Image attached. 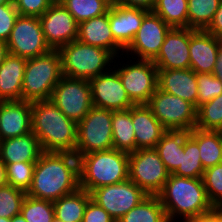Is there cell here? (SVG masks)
Returning a JSON list of instances; mask_svg holds the SVG:
<instances>
[{
  "mask_svg": "<svg viewBox=\"0 0 222 222\" xmlns=\"http://www.w3.org/2000/svg\"><path fill=\"white\" fill-rule=\"evenodd\" d=\"M92 105L94 107L118 111L135 105L129 98L118 73L109 70L91 79Z\"/></svg>",
  "mask_w": 222,
  "mask_h": 222,
  "instance_id": "2e32d148",
  "label": "cell"
},
{
  "mask_svg": "<svg viewBox=\"0 0 222 222\" xmlns=\"http://www.w3.org/2000/svg\"><path fill=\"white\" fill-rule=\"evenodd\" d=\"M26 192L8 184L0 187V217L11 219L20 214Z\"/></svg>",
  "mask_w": 222,
  "mask_h": 222,
  "instance_id": "74e56055",
  "label": "cell"
},
{
  "mask_svg": "<svg viewBox=\"0 0 222 222\" xmlns=\"http://www.w3.org/2000/svg\"><path fill=\"white\" fill-rule=\"evenodd\" d=\"M8 3H13V0H0V5Z\"/></svg>",
  "mask_w": 222,
  "mask_h": 222,
  "instance_id": "db71d44e",
  "label": "cell"
},
{
  "mask_svg": "<svg viewBox=\"0 0 222 222\" xmlns=\"http://www.w3.org/2000/svg\"><path fill=\"white\" fill-rule=\"evenodd\" d=\"M10 222H27L22 214H17L10 219Z\"/></svg>",
  "mask_w": 222,
  "mask_h": 222,
  "instance_id": "f5cc1de1",
  "label": "cell"
},
{
  "mask_svg": "<svg viewBox=\"0 0 222 222\" xmlns=\"http://www.w3.org/2000/svg\"><path fill=\"white\" fill-rule=\"evenodd\" d=\"M171 27L158 15L149 12L142 21L133 41L124 50L132 53L138 60L153 61L160 52L165 36Z\"/></svg>",
  "mask_w": 222,
  "mask_h": 222,
  "instance_id": "5bb4252c",
  "label": "cell"
},
{
  "mask_svg": "<svg viewBox=\"0 0 222 222\" xmlns=\"http://www.w3.org/2000/svg\"><path fill=\"white\" fill-rule=\"evenodd\" d=\"M113 148L131 153L136 151V140L132 123V107L112 111Z\"/></svg>",
  "mask_w": 222,
  "mask_h": 222,
  "instance_id": "83f0119b",
  "label": "cell"
},
{
  "mask_svg": "<svg viewBox=\"0 0 222 222\" xmlns=\"http://www.w3.org/2000/svg\"><path fill=\"white\" fill-rule=\"evenodd\" d=\"M20 213L27 222H51L54 215L53 202L26 195Z\"/></svg>",
  "mask_w": 222,
  "mask_h": 222,
  "instance_id": "d590c367",
  "label": "cell"
},
{
  "mask_svg": "<svg viewBox=\"0 0 222 222\" xmlns=\"http://www.w3.org/2000/svg\"><path fill=\"white\" fill-rule=\"evenodd\" d=\"M58 51L63 75L88 81L111 70L109 66L116 58L110 51L78 40L60 47Z\"/></svg>",
  "mask_w": 222,
  "mask_h": 222,
  "instance_id": "5b68a950",
  "label": "cell"
},
{
  "mask_svg": "<svg viewBox=\"0 0 222 222\" xmlns=\"http://www.w3.org/2000/svg\"><path fill=\"white\" fill-rule=\"evenodd\" d=\"M50 100L67 118L78 123L93 107L91 84L88 80L63 75Z\"/></svg>",
  "mask_w": 222,
  "mask_h": 222,
  "instance_id": "30bf717a",
  "label": "cell"
},
{
  "mask_svg": "<svg viewBox=\"0 0 222 222\" xmlns=\"http://www.w3.org/2000/svg\"><path fill=\"white\" fill-rule=\"evenodd\" d=\"M0 222H10L9 218L0 217Z\"/></svg>",
  "mask_w": 222,
  "mask_h": 222,
  "instance_id": "11a10c76",
  "label": "cell"
},
{
  "mask_svg": "<svg viewBox=\"0 0 222 222\" xmlns=\"http://www.w3.org/2000/svg\"><path fill=\"white\" fill-rule=\"evenodd\" d=\"M27 59L8 54L0 65V101L21 100Z\"/></svg>",
  "mask_w": 222,
  "mask_h": 222,
  "instance_id": "d4e9b609",
  "label": "cell"
},
{
  "mask_svg": "<svg viewBox=\"0 0 222 222\" xmlns=\"http://www.w3.org/2000/svg\"><path fill=\"white\" fill-rule=\"evenodd\" d=\"M63 76L58 50L27 59L22 81L21 100H50L54 87Z\"/></svg>",
  "mask_w": 222,
  "mask_h": 222,
  "instance_id": "8992f818",
  "label": "cell"
},
{
  "mask_svg": "<svg viewBox=\"0 0 222 222\" xmlns=\"http://www.w3.org/2000/svg\"><path fill=\"white\" fill-rule=\"evenodd\" d=\"M91 199L117 222L148 195L130 179L94 189Z\"/></svg>",
  "mask_w": 222,
  "mask_h": 222,
  "instance_id": "4fadbf2b",
  "label": "cell"
},
{
  "mask_svg": "<svg viewBox=\"0 0 222 222\" xmlns=\"http://www.w3.org/2000/svg\"><path fill=\"white\" fill-rule=\"evenodd\" d=\"M189 134L198 142L204 170L222 163V141L217 131L194 128Z\"/></svg>",
  "mask_w": 222,
  "mask_h": 222,
  "instance_id": "f1b7e54d",
  "label": "cell"
},
{
  "mask_svg": "<svg viewBox=\"0 0 222 222\" xmlns=\"http://www.w3.org/2000/svg\"><path fill=\"white\" fill-rule=\"evenodd\" d=\"M32 102L0 101V140L20 137L32 132Z\"/></svg>",
  "mask_w": 222,
  "mask_h": 222,
  "instance_id": "ac0fdd59",
  "label": "cell"
},
{
  "mask_svg": "<svg viewBox=\"0 0 222 222\" xmlns=\"http://www.w3.org/2000/svg\"><path fill=\"white\" fill-rule=\"evenodd\" d=\"M188 0H156L153 13L171 28H188Z\"/></svg>",
  "mask_w": 222,
  "mask_h": 222,
  "instance_id": "4dcf8cb0",
  "label": "cell"
},
{
  "mask_svg": "<svg viewBox=\"0 0 222 222\" xmlns=\"http://www.w3.org/2000/svg\"><path fill=\"white\" fill-rule=\"evenodd\" d=\"M186 222H219L218 219L210 212L196 218L190 219Z\"/></svg>",
  "mask_w": 222,
  "mask_h": 222,
  "instance_id": "7dc6e473",
  "label": "cell"
},
{
  "mask_svg": "<svg viewBox=\"0 0 222 222\" xmlns=\"http://www.w3.org/2000/svg\"><path fill=\"white\" fill-rule=\"evenodd\" d=\"M220 0H188V28L206 30L212 22Z\"/></svg>",
  "mask_w": 222,
  "mask_h": 222,
  "instance_id": "d6a6232c",
  "label": "cell"
},
{
  "mask_svg": "<svg viewBox=\"0 0 222 222\" xmlns=\"http://www.w3.org/2000/svg\"><path fill=\"white\" fill-rule=\"evenodd\" d=\"M188 136L189 131L186 130H167L155 147L170 174L180 166L182 148Z\"/></svg>",
  "mask_w": 222,
  "mask_h": 222,
  "instance_id": "484cf974",
  "label": "cell"
},
{
  "mask_svg": "<svg viewBox=\"0 0 222 222\" xmlns=\"http://www.w3.org/2000/svg\"><path fill=\"white\" fill-rule=\"evenodd\" d=\"M32 132L45 152L74 153L77 123L67 118L51 100L32 102Z\"/></svg>",
  "mask_w": 222,
  "mask_h": 222,
  "instance_id": "3957f363",
  "label": "cell"
},
{
  "mask_svg": "<svg viewBox=\"0 0 222 222\" xmlns=\"http://www.w3.org/2000/svg\"><path fill=\"white\" fill-rule=\"evenodd\" d=\"M221 40L206 30L189 28L190 68L196 73H213Z\"/></svg>",
  "mask_w": 222,
  "mask_h": 222,
  "instance_id": "d6986e66",
  "label": "cell"
},
{
  "mask_svg": "<svg viewBox=\"0 0 222 222\" xmlns=\"http://www.w3.org/2000/svg\"><path fill=\"white\" fill-rule=\"evenodd\" d=\"M136 150L155 148L167 131L146 104L132 106Z\"/></svg>",
  "mask_w": 222,
  "mask_h": 222,
  "instance_id": "603a6c76",
  "label": "cell"
},
{
  "mask_svg": "<svg viewBox=\"0 0 222 222\" xmlns=\"http://www.w3.org/2000/svg\"><path fill=\"white\" fill-rule=\"evenodd\" d=\"M19 16L13 3L0 5V40L6 42Z\"/></svg>",
  "mask_w": 222,
  "mask_h": 222,
  "instance_id": "b9f144b4",
  "label": "cell"
},
{
  "mask_svg": "<svg viewBox=\"0 0 222 222\" xmlns=\"http://www.w3.org/2000/svg\"><path fill=\"white\" fill-rule=\"evenodd\" d=\"M168 222L182 218L183 222L210 213V203L202 178H186L170 174L158 194Z\"/></svg>",
  "mask_w": 222,
  "mask_h": 222,
  "instance_id": "7a4b0ae2",
  "label": "cell"
},
{
  "mask_svg": "<svg viewBox=\"0 0 222 222\" xmlns=\"http://www.w3.org/2000/svg\"><path fill=\"white\" fill-rule=\"evenodd\" d=\"M113 149L112 110L92 107L77 123L74 154L79 158L91 152Z\"/></svg>",
  "mask_w": 222,
  "mask_h": 222,
  "instance_id": "52a82bcc",
  "label": "cell"
},
{
  "mask_svg": "<svg viewBox=\"0 0 222 222\" xmlns=\"http://www.w3.org/2000/svg\"><path fill=\"white\" fill-rule=\"evenodd\" d=\"M197 108L222 94V82L213 73L197 74Z\"/></svg>",
  "mask_w": 222,
  "mask_h": 222,
  "instance_id": "f35d334b",
  "label": "cell"
},
{
  "mask_svg": "<svg viewBox=\"0 0 222 222\" xmlns=\"http://www.w3.org/2000/svg\"><path fill=\"white\" fill-rule=\"evenodd\" d=\"M79 187V159L74 153L45 152L37 160L26 194L54 202Z\"/></svg>",
  "mask_w": 222,
  "mask_h": 222,
  "instance_id": "6da1fadb",
  "label": "cell"
},
{
  "mask_svg": "<svg viewBox=\"0 0 222 222\" xmlns=\"http://www.w3.org/2000/svg\"><path fill=\"white\" fill-rule=\"evenodd\" d=\"M79 187L91 193L101 186L129 179V153L117 149L91 152L79 158Z\"/></svg>",
  "mask_w": 222,
  "mask_h": 222,
  "instance_id": "277c9868",
  "label": "cell"
},
{
  "mask_svg": "<svg viewBox=\"0 0 222 222\" xmlns=\"http://www.w3.org/2000/svg\"><path fill=\"white\" fill-rule=\"evenodd\" d=\"M6 45L10 54L26 59L52 50L45 40L39 17L23 15L18 16Z\"/></svg>",
  "mask_w": 222,
  "mask_h": 222,
  "instance_id": "7c38bea8",
  "label": "cell"
},
{
  "mask_svg": "<svg viewBox=\"0 0 222 222\" xmlns=\"http://www.w3.org/2000/svg\"><path fill=\"white\" fill-rule=\"evenodd\" d=\"M51 222H62V221H60L58 218L54 217Z\"/></svg>",
  "mask_w": 222,
  "mask_h": 222,
  "instance_id": "6f0895ef",
  "label": "cell"
},
{
  "mask_svg": "<svg viewBox=\"0 0 222 222\" xmlns=\"http://www.w3.org/2000/svg\"><path fill=\"white\" fill-rule=\"evenodd\" d=\"M131 61L118 69H115V61L113 68L118 73L130 100L135 105L147 104L158 88V69L150 60Z\"/></svg>",
  "mask_w": 222,
  "mask_h": 222,
  "instance_id": "8fae6325",
  "label": "cell"
},
{
  "mask_svg": "<svg viewBox=\"0 0 222 222\" xmlns=\"http://www.w3.org/2000/svg\"><path fill=\"white\" fill-rule=\"evenodd\" d=\"M210 212L218 219L219 222H222V204L213 205Z\"/></svg>",
  "mask_w": 222,
  "mask_h": 222,
  "instance_id": "681fc988",
  "label": "cell"
},
{
  "mask_svg": "<svg viewBox=\"0 0 222 222\" xmlns=\"http://www.w3.org/2000/svg\"><path fill=\"white\" fill-rule=\"evenodd\" d=\"M202 180L210 203L222 204V163L205 169Z\"/></svg>",
  "mask_w": 222,
  "mask_h": 222,
  "instance_id": "ab89813d",
  "label": "cell"
},
{
  "mask_svg": "<svg viewBox=\"0 0 222 222\" xmlns=\"http://www.w3.org/2000/svg\"><path fill=\"white\" fill-rule=\"evenodd\" d=\"M146 105L166 130L191 131L196 126L197 108L178 96L157 88Z\"/></svg>",
  "mask_w": 222,
  "mask_h": 222,
  "instance_id": "ba28073f",
  "label": "cell"
},
{
  "mask_svg": "<svg viewBox=\"0 0 222 222\" xmlns=\"http://www.w3.org/2000/svg\"><path fill=\"white\" fill-rule=\"evenodd\" d=\"M19 15L41 17L53 4L51 0H13Z\"/></svg>",
  "mask_w": 222,
  "mask_h": 222,
  "instance_id": "60d3db41",
  "label": "cell"
},
{
  "mask_svg": "<svg viewBox=\"0 0 222 222\" xmlns=\"http://www.w3.org/2000/svg\"><path fill=\"white\" fill-rule=\"evenodd\" d=\"M156 0H123V6L139 8L151 12Z\"/></svg>",
  "mask_w": 222,
  "mask_h": 222,
  "instance_id": "f6af8a7d",
  "label": "cell"
},
{
  "mask_svg": "<svg viewBox=\"0 0 222 222\" xmlns=\"http://www.w3.org/2000/svg\"><path fill=\"white\" fill-rule=\"evenodd\" d=\"M43 150L37 136L27 135L0 140V160L4 164L16 162H37Z\"/></svg>",
  "mask_w": 222,
  "mask_h": 222,
  "instance_id": "cb8c5ba5",
  "label": "cell"
},
{
  "mask_svg": "<svg viewBox=\"0 0 222 222\" xmlns=\"http://www.w3.org/2000/svg\"><path fill=\"white\" fill-rule=\"evenodd\" d=\"M82 222H116L110 214L90 199L85 207Z\"/></svg>",
  "mask_w": 222,
  "mask_h": 222,
  "instance_id": "7bdbcfd3",
  "label": "cell"
},
{
  "mask_svg": "<svg viewBox=\"0 0 222 222\" xmlns=\"http://www.w3.org/2000/svg\"><path fill=\"white\" fill-rule=\"evenodd\" d=\"M117 222H168L158 195H148Z\"/></svg>",
  "mask_w": 222,
  "mask_h": 222,
  "instance_id": "f546056e",
  "label": "cell"
},
{
  "mask_svg": "<svg viewBox=\"0 0 222 222\" xmlns=\"http://www.w3.org/2000/svg\"><path fill=\"white\" fill-rule=\"evenodd\" d=\"M216 131L219 133V135L221 137V141H222V126L219 129H217Z\"/></svg>",
  "mask_w": 222,
  "mask_h": 222,
  "instance_id": "9f6ffc18",
  "label": "cell"
},
{
  "mask_svg": "<svg viewBox=\"0 0 222 222\" xmlns=\"http://www.w3.org/2000/svg\"><path fill=\"white\" fill-rule=\"evenodd\" d=\"M80 22L105 14L109 6L104 0H62L60 2Z\"/></svg>",
  "mask_w": 222,
  "mask_h": 222,
  "instance_id": "836d02e7",
  "label": "cell"
},
{
  "mask_svg": "<svg viewBox=\"0 0 222 222\" xmlns=\"http://www.w3.org/2000/svg\"><path fill=\"white\" fill-rule=\"evenodd\" d=\"M207 32L211 33L213 36L222 40V0H220L218 9L215 12L214 18L208 28Z\"/></svg>",
  "mask_w": 222,
  "mask_h": 222,
  "instance_id": "ee69618b",
  "label": "cell"
},
{
  "mask_svg": "<svg viewBox=\"0 0 222 222\" xmlns=\"http://www.w3.org/2000/svg\"><path fill=\"white\" fill-rule=\"evenodd\" d=\"M77 40L110 51L115 57H120L119 53H124V49L114 40L112 35L109 10L105 14L80 22Z\"/></svg>",
  "mask_w": 222,
  "mask_h": 222,
  "instance_id": "44dd1931",
  "label": "cell"
},
{
  "mask_svg": "<svg viewBox=\"0 0 222 222\" xmlns=\"http://www.w3.org/2000/svg\"><path fill=\"white\" fill-rule=\"evenodd\" d=\"M109 7H117L123 5V0H104Z\"/></svg>",
  "mask_w": 222,
  "mask_h": 222,
  "instance_id": "816d5d0a",
  "label": "cell"
},
{
  "mask_svg": "<svg viewBox=\"0 0 222 222\" xmlns=\"http://www.w3.org/2000/svg\"><path fill=\"white\" fill-rule=\"evenodd\" d=\"M90 199L91 194L88 191L78 188L53 202L54 215L62 222H82L85 207Z\"/></svg>",
  "mask_w": 222,
  "mask_h": 222,
  "instance_id": "4316f807",
  "label": "cell"
},
{
  "mask_svg": "<svg viewBox=\"0 0 222 222\" xmlns=\"http://www.w3.org/2000/svg\"><path fill=\"white\" fill-rule=\"evenodd\" d=\"M7 184L5 164L0 160V187Z\"/></svg>",
  "mask_w": 222,
  "mask_h": 222,
  "instance_id": "f907efd6",
  "label": "cell"
},
{
  "mask_svg": "<svg viewBox=\"0 0 222 222\" xmlns=\"http://www.w3.org/2000/svg\"><path fill=\"white\" fill-rule=\"evenodd\" d=\"M213 74L222 82V40L219 48V55L215 63Z\"/></svg>",
  "mask_w": 222,
  "mask_h": 222,
  "instance_id": "bcb514c9",
  "label": "cell"
},
{
  "mask_svg": "<svg viewBox=\"0 0 222 222\" xmlns=\"http://www.w3.org/2000/svg\"><path fill=\"white\" fill-rule=\"evenodd\" d=\"M153 63L158 70L189 69V28H171Z\"/></svg>",
  "mask_w": 222,
  "mask_h": 222,
  "instance_id": "e0dca14e",
  "label": "cell"
},
{
  "mask_svg": "<svg viewBox=\"0 0 222 222\" xmlns=\"http://www.w3.org/2000/svg\"><path fill=\"white\" fill-rule=\"evenodd\" d=\"M172 174L186 178L203 177L204 168L200 159L198 142L190 134L184 141L180 166Z\"/></svg>",
  "mask_w": 222,
  "mask_h": 222,
  "instance_id": "1f68e13d",
  "label": "cell"
},
{
  "mask_svg": "<svg viewBox=\"0 0 222 222\" xmlns=\"http://www.w3.org/2000/svg\"><path fill=\"white\" fill-rule=\"evenodd\" d=\"M158 89L180 97L197 108V74L191 69L158 70Z\"/></svg>",
  "mask_w": 222,
  "mask_h": 222,
  "instance_id": "7402d4cb",
  "label": "cell"
},
{
  "mask_svg": "<svg viewBox=\"0 0 222 222\" xmlns=\"http://www.w3.org/2000/svg\"><path fill=\"white\" fill-rule=\"evenodd\" d=\"M39 20L45 40L52 50H58L78 38V23L61 3H53Z\"/></svg>",
  "mask_w": 222,
  "mask_h": 222,
  "instance_id": "9a60e30c",
  "label": "cell"
},
{
  "mask_svg": "<svg viewBox=\"0 0 222 222\" xmlns=\"http://www.w3.org/2000/svg\"><path fill=\"white\" fill-rule=\"evenodd\" d=\"M222 126V94L197 108L195 128L216 131Z\"/></svg>",
  "mask_w": 222,
  "mask_h": 222,
  "instance_id": "e575fe53",
  "label": "cell"
},
{
  "mask_svg": "<svg viewBox=\"0 0 222 222\" xmlns=\"http://www.w3.org/2000/svg\"><path fill=\"white\" fill-rule=\"evenodd\" d=\"M53 3H60L62 0H51Z\"/></svg>",
  "mask_w": 222,
  "mask_h": 222,
  "instance_id": "680465c9",
  "label": "cell"
},
{
  "mask_svg": "<svg viewBox=\"0 0 222 222\" xmlns=\"http://www.w3.org/2000/svg\"><path fill=\"white\" fill-rule=\"evenodd\" d=\"M148 13L143 9L123 5L109 8V24L112 35L124 50L133 41L143 18Z\"/></svg>",
  "mask_w": 222,
  "mask_h": 222,
  "instance_id": "ffe728a7",
  "label": "cell"
},
{
  "mask_svg": "<svg viewBox=\"0 0 222 222\" xmlns=\"http://www.w3.org/2000/svg\"><path fill=\"white\" fill-rule=\"evenodd\" d=\"M36 162L5 164L7 184L27 192L31 186Z\"/></svg>",
  "mask_w": 222,
  "mask_h": 222,
  "instance_id": "8d00e7d4",
  "label": "cell"
},
{
  "mask_svg": "<svg viewBox=\"0 0 222 222\" xmlns=\"http://www.w3.org/2000/svg\"><path fill=\"white\" fill-rule=\"evenodd\" d=\"M169 175L155 148L129 153V179L147 195H158Z\"/></svg>",
  "mask_w": 222,
  "mask_h": 222,
  "instance_id": "9c48e42d",
  "label": "cell"
},
{
  "mask_svg": "<svg viewBox=\"0 0 222 222\" xmlns=\"http://www.w3.org/2000/svg\"><path fill=\"white\" fill-rule=\"evenodd\" d=\"M9 54L6 42L0 40V65L4 62L6 56Z\"/></svg>",
  "mask_w": 222,
  "mask_h": 222,
  "instance_id": "c3c4849f",
  "label": "cell"
}]
</instances>
